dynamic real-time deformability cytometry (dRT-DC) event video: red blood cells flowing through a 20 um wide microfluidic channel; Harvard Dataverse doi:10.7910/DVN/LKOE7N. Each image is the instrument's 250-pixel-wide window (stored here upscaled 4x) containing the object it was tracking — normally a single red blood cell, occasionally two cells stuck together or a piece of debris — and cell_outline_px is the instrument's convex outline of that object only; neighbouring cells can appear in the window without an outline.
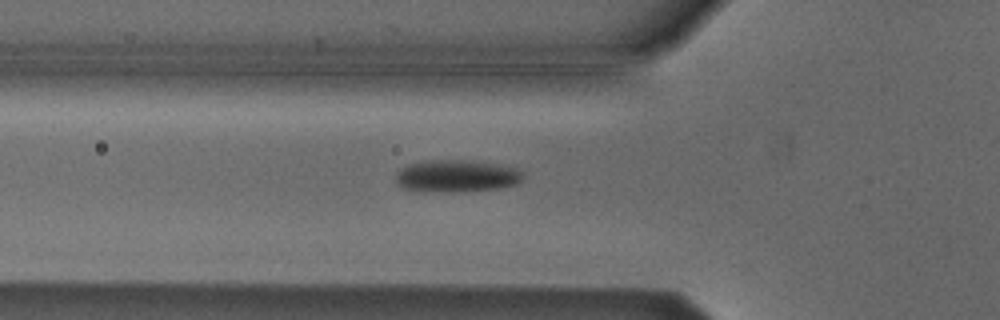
{"species": "Egyptian fruit bat (a non-hibernating species)", "species_latin": "Rousettus aegyptiacus", "temperature_condition": "cold", "stored_images_in_passage": 33, "camera_frame_rate_fps": 3000, "um_per_image_px": 0.085, "animal": {"sex": "male"}, "frame": {"image": 1, "passage_image": 3, "time_ms": 0.667, "image_size_px": [1000, 320], "cell_outline_px": [[524, 176], [520, 180], [512, 184], [496, 188], [400, 188], [396, 184], [396, 172], [400, 168], [408, 164], [432, 160], [460, 160], [492, 164], [516, 168]], "centroid_in_image_um": [38.75, 14.88], "position_along_channel_um": 87.1, "area_um2": 21.79}}
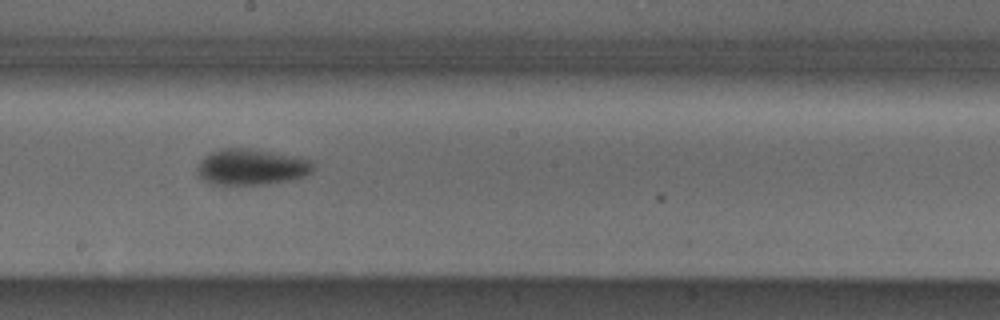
{"frame": {"image": 2, "passage_image": 14, "time_ms": 4.333, "image_size_px": [1000, 320], "cell_outline_px": [[316, 164], [312, 172], [296, 180], [264, 184], [208, 184], [200, 176], [196, 168], [200, 160], [204, 156], [220, 148], [252, 148], [300, 156]], "centroid_in_image_um": [21.41, 14.18], "position_along_channel_um": 226.8, "area_um2": 24.8}}
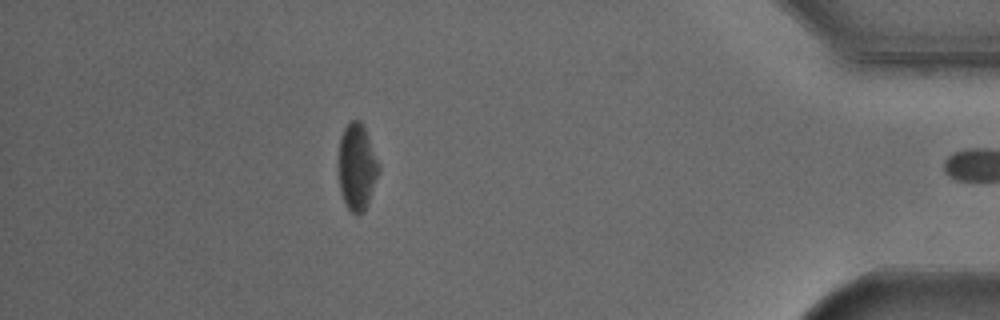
{"frame": {"image": 3, "passage_image": 32, "time_ms": 10.333, "image_size_px": [1000, 320], "cell_outline_px": [[380, 172], [368, 204], [364, 212], [356, 216], [348, 208], [344, 200], [340, 188], [336, 164], [340, 136], [344, 128], [352, 120], [360, 120], [368, 136], [380, 164]], "centroid_in_image_um": [30.32, 14.2], "position_along_channel_um": 404.9, "area_um2": 20.87}, "authors_computed_cell_mechanics": {"area_um2": 22.3108, "velocity_mm_per_s": 3.8144, "shape_relaxation_time_tau1_ms": 2.0119, "shape_relaxation_time_tau2_ms": null, "deformation_change_tau1": 0.1073, "deformation_change_tau2": null}}